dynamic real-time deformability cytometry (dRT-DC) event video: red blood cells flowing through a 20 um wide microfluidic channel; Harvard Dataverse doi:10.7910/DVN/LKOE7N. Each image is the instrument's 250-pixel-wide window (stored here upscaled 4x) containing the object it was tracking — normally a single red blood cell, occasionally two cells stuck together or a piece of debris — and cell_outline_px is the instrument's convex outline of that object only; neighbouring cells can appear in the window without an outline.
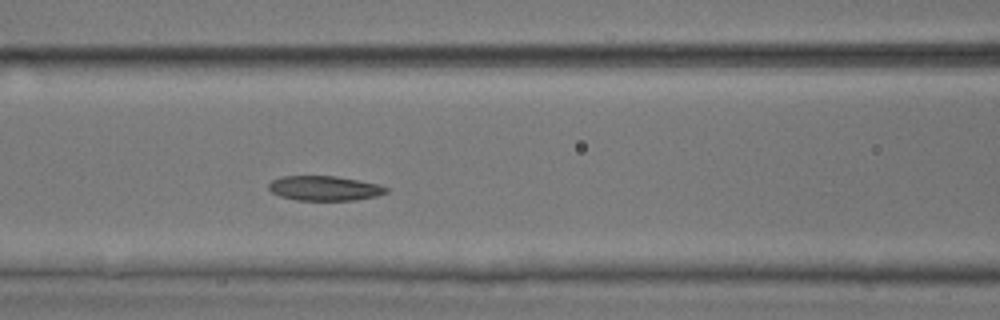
{"species": "common noctule bat (a hibernating species)", "species_latin": "Nyctalus noctula", "temperature_condition": "room temperature", "stored_images_in_passage": 24, "camera_frame_rate_fps": 3000, "um_per_image_px": 0.085, "animal": {"sex": "male", "body_mass_g": 17.9, "forearm_length_mm": 54.2}, "frame": {"image": 1, "passage_image": 17, "time_ms": 5.333, "image_size_px": [1000, 320], "cell_outline_px": [[388, 192], [376, 196], [352, 200], [296, 200], [280, 196], [272, 192], [268, 188], [268, 184], [272, 180], [280, 176], [336, 176], [376, 184], [388, 188]], "centroid_in_image_um": [27.53, 16.0], "position_along_channel_um": 139.1, "area_um2": 16.76}}
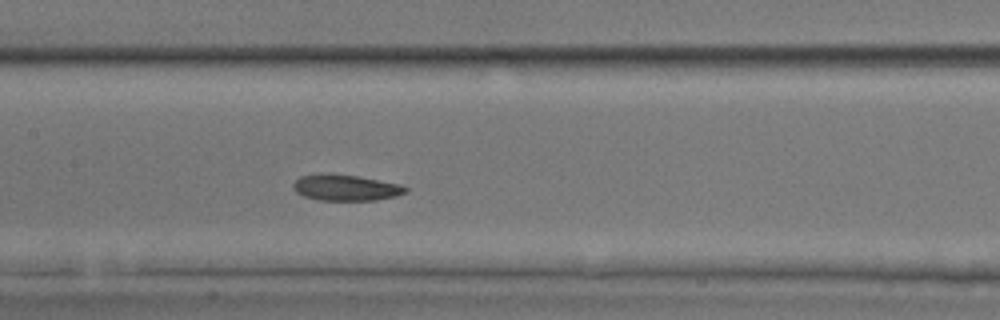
{"frame": {"image": 2, "passage_image": 20, "time_ms": 6.333, "image_size_px": [1000, 320], "cell_outline_px": [[408, 192], [396, 196], [376, 200], [316, 200], [304, 196], [296, 192], [292, 188], [292, 184], [300, 176], [356, 176], [400, 184], [408, 188]], "centroid_in_image_um": [29.43, 16.0], "position_along_channel_um": 178.0, "area_um2": 16.42}}